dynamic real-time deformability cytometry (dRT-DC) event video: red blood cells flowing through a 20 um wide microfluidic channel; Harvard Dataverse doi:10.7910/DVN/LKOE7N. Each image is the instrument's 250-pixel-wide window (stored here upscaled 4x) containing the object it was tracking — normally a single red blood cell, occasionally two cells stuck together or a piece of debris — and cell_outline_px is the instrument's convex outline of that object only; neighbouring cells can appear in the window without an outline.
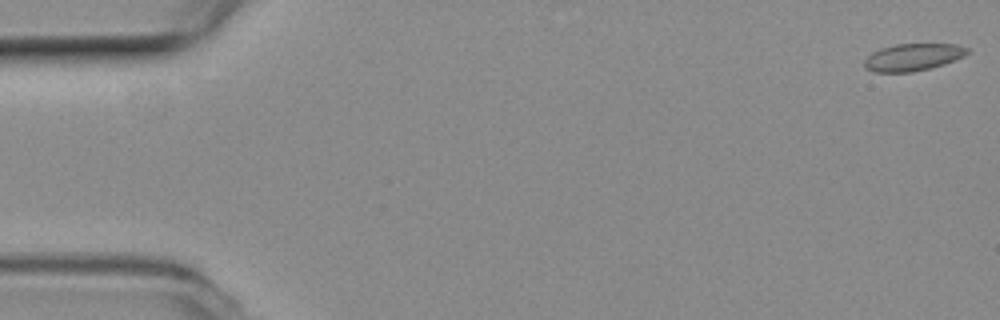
{"species": "common noctule bat (a hibernating species)", "species_latin": "Nyctalus noctula", "temperature_condition": "room temperature", "stored_images_in_passage": 53, "camera_frame_rate_fps": 3000, "um_per_image_px": 0.085, "animal": {"sex": "female", "body_mass_g": 19.3, "forearm_length_mm": 54.1}, "frame": {"image": 1, "passage_image": 1, "time_ms": 0.0, "image_size_px": [1000, 320], "cell_outline_px": [[968, 52], [964, 56], [944, 64], [912, 72], [872, 72], [864, 68], [864, 60], [872, 52], [880, 48], [896, 44], [956, 44], [968, 48]], "centroid_in_image_um": [77.56, 4.86], "position_along_channel_um": 7.4, "area_um2": 16.3}}
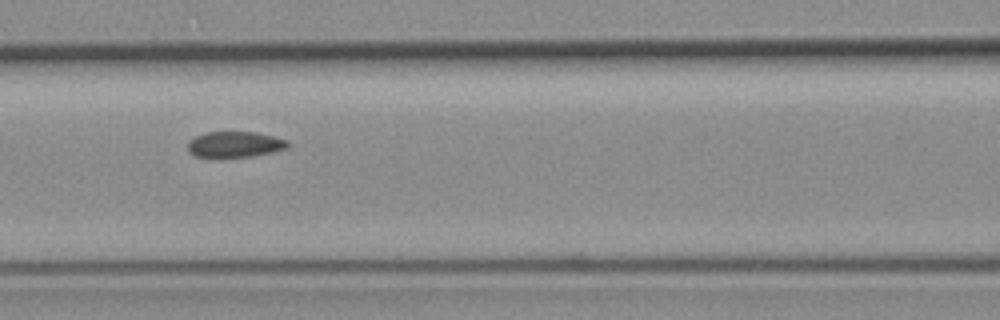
{"frame": {"image": 2, "passage_image": 23, "time_ms": 7.333, "image_size_px": [1000, 320], "cell_outline_px": [[288, 148], [272, 152], [252, 156], [196, 156], [188, 152], [188, 140], [204, 132], [256, 132], [288, 140]], "centroid_in_image_um": [19.96, 12.25], "position_along_channel_um": 146.6, "area_um2": 14.85}}
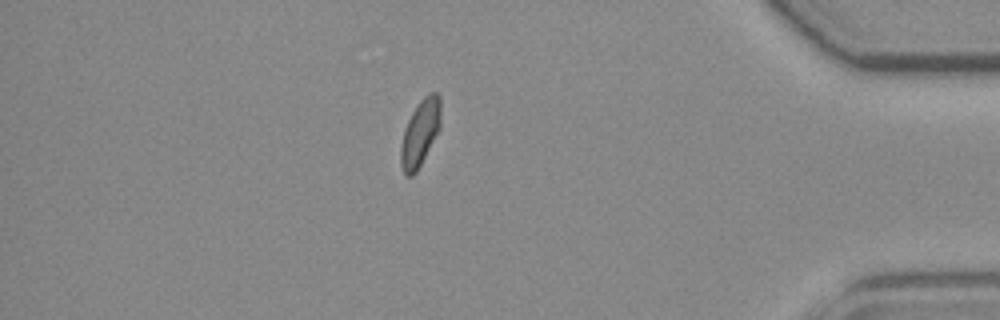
{"frame": {"image": 3, "passage_image": 46, "time_ms": 15.0, "image_size_px": [1000, 320], "cell_outline_px": [[440, 128], [416, 172], [412, 176], [404, 176], [400, 164], [400, 148], [404, 128], [412, 112], [420, 100], [428, 92], [436, 92], [440, 96]], "centroid_in_image_um": [35.69, 11.3], "position_along_channel_um": 399.5, "area_um2": 15.49}, "authors_computed_cell_mechanics": {"area_um2": 16.0106, "velocity_mm_per_s": 3.8483, "shape_relaxation_time_tau1_ms": 7.9652, "shape_relaxation_time_tau2_ms": 1.4205, "deformation_change_tau1": 0.1115, "deformation_change_tau2": 0.0316}}